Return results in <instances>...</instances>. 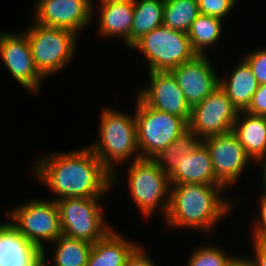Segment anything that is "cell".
I'll return each instance as SVG.
<instances>
[{
	"label": "cell",
	"mask_w": 266,
	"mask_h": 266,
	"mask_svg": "<svg viewBox=\"0 0 266 266\" xmlns=\"http://www.w3.org/2000/svg\"><path fill=\"white\" fill-rule=\"evenodd\" d=\"M146 74L149 75V82L146 83L147 86L138 88L137 96L149 107L189 122L191 107L173 74L166 71H149Z\"/></svg>",
	"instance_id": "cell-14"
},
{
	"label": "cell",
	"mask_w": 266,
	"mask_h": 266,
	"mask_svg": "<svg viewBox=\"0 0 266 266\" xmlns=\"http://www.w3.org/2000/svg\"><path fill=\"white\" fill-rule=\"evenodd\" d=\"M127 169L125 174H122V170H116L112 174V188L114 185L123 184L122 180L125 179L128 196L134 205L137 207L138 212L141 214V218L144 221H150V218L156 213L163 216V221L167 216V211L170 202V179L160 169L157 162L153 158H139L131 163L125 164ZM123 177V178H122ZM119 183V184H118Z\"/></svg>",
	"instance_id": "cell-4"
},
{
	"label": "cell",
	"mask_w": 266,
	"mask_h": 266,
	"mask_svg": "<svg viewBox=\"0 0 266 266\" xmlns=\"http://www.w3.org/2000/svg\"><path fill=\"white\" fill-rule=\"evenodd\" d=\"M202 245V246H201ZM193 247L188 254L187 266H230L239 256L227 253L219 244H201ZM221 246V247H220ZM195 248V249H194Z\"/></svg>",
	"instance_id": "cell-27"
},
{
	"label": "cell",
	"mask_w": 266,
	"mask_h": 266,
	"mask_svg": "<svg viewBox=\"0 0 266 266\" xmlns=\"http://www.w3.org/2000/svg\"><path fill=\"white\" fill-rule=\"evenodd\" d=\"M137 145L141 158H154L188 128L178 116L155 110L135 97Z\"/></svg>",
	"instance_id": "cell-9"
},
{
	"label": "cell",
	"mask_w": 266,
	"mask_h": 266,
	"mask_svg": "<svg viewBox=\"0 0 266 266\" xmlns=\"http://www.w3.org/2000/svg\"><path fill=\"white\" fill-rule=\"evenodd\" d=\"M243 59L249 64L259 85L266 83V47L245 52Z\"/></svg>",
	"instance_id": "cell-29"
},
{
	"label": "cell",
	"mask_w": 266,
	"mask_h": 266,
	"mask_svg": "<svg viewBox=\"0 0 266 266\" xmlns=\"http://www.w3.org/2000/svg\"><path fill=\"white\" fill-rule=\"evenodd\" d=\"M212 160L217 180L226 188L237 187L239 179L247 173L248 165H256L246 154L236 135L231 131L202 140ZM246 170V171H244Z\"/></svg>",
	"instance_id": "cell-12"
},
{
	"label": "cell",
	"mask_w": 266,
	"mask_h": 266,
	"mask_svg": "<svg viewBox=\"0 0 266 266\" xmlns=\"http://www.w3.org/2000/svg\"><path fill=\"white\" fill-rule=\"evenodd\" d=\"M164 0H133L131 47L145 34L163 25Z\"/></svg>",
	"instance_id": "cell-24"
},
{
	"label": "cell",
	"mask_w": 266,
	"mask_h": 266,
	"mask_svg": "<svg viewBox=\"0 0 266 266\" xmlns=\"http://www.w3.org/2000/svg\"><path fill=\"white\" fill-rule=\"evenodd\" d=\"M201 142L202 140L188 127L153 159L160 169L169 176L176 169L181 157L193 153Z\"/></svg>",
	"instance_id": "cell-25"
},
{
	"label": "cell",
	"mask_w": 266,
	"mask_h": 266,
	"mask_svg": "<svg viewBox=\"0 0 266 266\" xmlns=\"http://www.w3.org/2000/svg\"><path fill=\"white\" fill-rule=\"evenodd\" d=\"M255 167L260 168L259 172L261 173L259 176H262V178L260 177V179H262L263 184H261V191L259 194L262 197H266V161H262L259 162L255 165Z\"/></svg>",
	"instance_id": "cell-34"
},
{
	"label": "cell",
	"mask_w": 266,
	"mask_h": 266,
	"mask_svg": "<svg viewBox=\"0 0 266 266\" xmlns=\"http://www.w3.org/2000/svg\"><path fill=\"white\" fill-rule=\"evenodd\" d=\"M114 227L104 238L92 245L86 266H124L127 258L139 246Z\"/></svg>",
	"instance_id": "cell-21"
},
{
	"label": "cell",
	"mask_w": 266,
	"mask_h": 266,
	"mask_svg": "<svg viewBox=\"0 0 266 266\" xmlns=\"http://www.w3.org/2000/svg\"><path fill=\"white\" fill-rule=\"evenodd\" d=\"M223 22L224 20L216 17L200 14L191 24L187 35L191 48L197 55H208L210 50L213 53L220 38L223 39Z\"/></svg>",
	"instance_id": "cell-23"
},
{
	"label": "cell",
	"mask_w": 266,
	"mask_h": 266,
	"mask_svg": "<svg viewBox=\"0 0 266 266\" xmlns=\"http://www.w3.org/2000/svg\"><path fill=\"white\" fill-rule=\"evenodd\" d=\"M33 160L30 172L51 192V200L105 198L112 188V174L86 144L75 150L46 152Z\"/></svg>",
	"instance_id": "cell-1"
},
{
	"label": "cell",
	"mask_w": 266,
	"mask_h": 266,
	"mask_svg": "<svg viewBox=\"0 0 266 266\" xmlns=\"http://www.w3.org/2000/svg\"><path fill=\"white\" fill-rule=\"evenodd\" d=\"M232 132L255 164L266 161L265 116L239 111Z\"/></svg>",
	"instance_id": "cell-20"
},
{
	"label": "cell",
	"mask_w": 266,
	"mask_h": 266,
	"mask_svg": "<svg viewBox=\"0 0 266 266\" xmlns=\"http://www.w3.org/2000/svg\"><path fill=\"white\" fill-rule=\"evenodd\" d=\"M246 112L252 115L266 116V83L258 86Z\"/></svg>",
	"instance_id": "cell-31"
},
{
	"label": "cell",
	"mask_w": 266,
	"mask_h": 266,
	"mask_svg": "<svg viewBox=\"0 0 266 266\" xmlns=\"http://www.w3.org/2000/svg\"><path fill=\"white\" fill-rule=\"evenodd\" d=\"M163 26L187 33L200 15L198 0H164Z\"/></svg>",
	"instance_id": "cell-26"
},
{
	"label": "cell",
	"mask_w": 266,
	"mask_h": 266,
	"mask_svg": "<svg viewBox=\"0 0 266 266\" xmlns=\"http://www.w3.org/2000/svg\"><path fill=\"white\" fill-rule=\"evenodd\" d=\"M226 74L220 73V86L225 90L232 105L239 111H246L251 104L258 82L249 64L242 58ZM232 72V73H231Z\"/></svg>",
	"instance_id": "cell-19"
},
{
	"label": "cell",
	"mask_w": 266,
	"mask_h": 266,
	"mask_svg": "<svg viewBox=\"0 0 266 266\" xmlns=\"http://www.w3.org/2000/svg\"><path fill=\"white\" fill-rule=\"evenodd\" d=\"M129 51L141 53L147 63L145 72H170L197 55L191 48L187 33L163 25L145 34Z\"/></svg>",
	"instance_id": "cell-7"
},
{
	"label": "cell",
	"mask_w": 266,
	"mask_h": 266,
	"mask_svg": "<svg viewBox=\"0 0 266 266\" xmlns=\"http://www.w3.org/2000/svg\"><path fill=\"white\" fill-rule=\"evenodd\" d=\"M96 4H103V3H108V2H116V1H125V0H98Z\"/></svg>",
	"instance_id": "cell-37"
},
{
	"label": "cell",
	"mask_w": 266,
	"mask_h": 266,
	"mask_svg": "<svg viewBox=\"0 0 266 266\" xmlns=\"http://www.w3.org/2000/svg\"><path fill=\"white\" fill-rule=\"evenodd\" d=\"M33 266H48L47 262L41 258L38 262H36Z\"/></svg>",
	"instance_id": "cell-36"
},
{
	"label": "cell",
	"mask_w": 266,
	"mask_h": 266,
	"mask_svg": "<svg viewBox=\"0 0 266 266\" xmlns=\"http://www.w3.org/2000/svg\"><path fill=\"white\" fill-rule=\"evenodd\" d=\"M42 252L10 223H0V266H33Z\"/></svg>",
	"instance_id": "cell-18"
},
{
	"label": "cell",
	"mask_w": 266,
	"mask_h": 266,
	"mask_svg": "<svg viewBox=\"0 0 266 266\" xmlns=\"http://www.w3.org/2000/svg\"><path fill=\"white\" fill-rule=\"evenodd\" d=\"M230 266H252L245 256H238Z\"/></svg>",
	"instance_id": "cell-35"
},
{
	"label": "cell",
	"mask_w": 266,
	"mask_h": 266,
	"mask_svg": "<svg viewBox=\"0 0 266 266\" xmlns=\"http://www.w3.org/2000/svg\"><path fill=\"white\" fill-rule=\"evenodd\" d=\"M104 198H62L56 202L62 233L95 244L104 238L114 225L107 223ZM105 212V213H104Z\"/></svg>",
	"instance_id": "cell-8"
},
{
	"label": "cell",
	"mask_w": 266,
	"mask_h": 266,
	"mask_svg": "<svg viewBox=\"0 0 266 266\" xmlns=\"http://www.w3.org/2000/svg\"><path fill=\"white\" fill-rule=\"evenodd\" d=\"M50 245L54 247L53 252L49 251L53 257L47 258L48 247L42 251V258L48 266H86L92 250L91 243L63 234Z\"/></svg>",
	"instance_id": "cell-22"
},
{
	"label": "cell",
	"mask_w": 266,
	"mask_h": 266,
	"mask_svg": "<svg viewBox=\"0 0 266 266\" xmlns=\"http://www.w3.org/2000/svg\"><path fill=\"white\" fill-rule=\"evenodd\" d=\"M33 20L41 25L64 28L78 36L93 22L92 0H36Z\"/></svg>",
	"instance_id": "cell-13"
},
{
	"label": "cell",
	"mask_w": 266,
	"mask_h": 266,
	"mask_svg": "<svg viewBox=\"0 0 266 266\" xmlns=\"http://www.w3.org/2000/svg\"><path fill=\"white\" fill-rule=\"evenodd\" d=\"M0 59L20 87L34 96L42 92L46 78L36 68L27 36L22 30L1 33Z\"/></svg>",
	"instance_id": "cell-10"
},
{
	"label": "cell",
	"mask_w": 266,
	"mask_h": 266,
	"mask_svg": "<svg viewBox=\"0 0 266 266\" xmlns=\"http://www.w3.org/2000/svg\"><path fill=\"white\" fill-rule=\"evenodd\" d=\"M22 31L27 36L35 66L46 79L72 64L79 45L76 33L64 28L44 26L34 20Z\"/></svg>",
	"instance_id": "cell-5"
},
{
	"label": "cell",
	"mask_w": 266,
	"mask_h": 266,
	"mask_svg": "<svg viewBox=\"0 0 266 266\" xmlns=\"http://www.w3.org/2000/svg\"><path fill=\"white\" fill-rule=\"evenodd\" d=\"M93 17L97 15V32L98 37L102 40L108 41L109 39L120 38L121 43L127 48V51L131 48V29L133 26V14L134 5L133 0L108 2L93 4ZM96 8V9H94ZM98 9V10H97ZM97 10L96 13H94Z\"/></svg>",
	"instance_id": "cell-16"
},
{
	"label": "cell",
	"mask_w": 266,
	"mask_h": 266,
	"mask_svg": "<svg viewBox=\"0 0 266 266\" xmlns=\"http://www.w3.org/2000/svg\"><path fill=\"white\" fill-rule=\"evenodd\" d=\"M240 0H198L200 14L216 17L221 20L227 16L231 17L230 12L235 10Z\"/></svg>",
	"instance_id": "cell-28"
},
{
	"label": "cell",
	"mask_w": 266,
	"mask_h": 266,
	"mask_svg": "<svg viewBox=\"0 0 266 266\" xmlns=\"http://www.w3.org/2000/svg\"><path fill=\"white\" fill-rule=\"evenodd\" d=\"M32 198L9 207L4 215L21 235L42 252L46 245L63 234L59 209L54 200Z\"/></svg>",
	"instance_id": "cell-6"
},
{
	"label": "cell",
	"mask_w": 266,
	"mask_h": 266,
	"mask_svg": "<svg viewBox=\"0 0 266 266\" xmlns=\"http://www.w3.org/2000/svg\"><path fill=\"white\" fill-rule=\"evenodd\" d=\"M256 201L258 208L256 207L255 211H257L258 215L255 216L254 223L251 225L250 238L266 239V197H262L258 193Z\"/></svg>",
	"instance_id": "cell-30"
},
{
	"label": "cell",
	"mask_w": 266,
	"mask_h": 266,
	"mask_svg": "<svg viewBox=\"0 0 266 266\" xmlns=\"http://www.w3.org/2000/svg\"><path fill=\"white\" fill-rule=\"evenodd\" d=\"M168 177L170 184L222 185L215 176L209 151L202 142L193 153L181 157L176 169Z\"/></svg>",
	"instance_id": "cell-17"
},
{
	"label": "cell",
	"mask_w": 266,
	"mask_h": 266,
	"mask_svg": "<svg viewBox=\"0 0 266 266\" xmlns=\"http://www.w3.org/2000/svg\"><path fill=\"white\" fill-rule=\"evenodd\" d=\"M97 137L90 149L113 174L119 167L141 158L137 145L135 113L104 106L100 110Z\"/></svg>",
	"instance_id": "cell-3"
},
{
	"label": "cell",
	"mask_w": 266,
	"mask_h": 266,
	"mask_svg": "<svg viewBox=\"0 0 266 266\" xmlns=\"http://www.w3.org/2000/svg\"><path fill=\"white\" fill-rule=\"evenodd\" d=\"M252 244L251 251H253L252 256L245 258L251 263L252 266H266V239H251ZM254 255V256H253Z\"/></svg>",
	"instance_id": "cell-32"
},
{
	"label": "cell",
	"mask_w": 266,
	"mask_h": 266,
	"mask_svg": "<svg viewBox=\"0 0 266 266\" xmlns=\"http://www.w3.org/2000/svg\"><path fill=\"white\" fill-rule=\"evenodd\" d=\"M141 244L127 258L124 266H159Z\"/></svg>",
	"instance_id": "cell-33"
},
{
	"label": "cell",
	"mask_w": 266,
	"mask_h": 266,
	"mask_svg": "<svg viewBox=\"0 0 266 266\" xmlns=\"http://www.w3.org/2000/svg\"><path fill=\"white\" fill-rule=\"evenodd\" d=\"M212 61L209 53L196 55L170 71L190 107L200 103L220 85V74Z\"/></svg>",
	"instance_id": "cell-15"
},
{
	"label": "cell",
	"mask_w": 266,
	"mask_h": 266,
	"mask_svg": "<svg viewBox=\"0 0 266 266\" xmlns=\"http://www.w3.org/2000/svg\"><path fill=\"white\" fill-rule=\"evenodd\" d=\"M225 189L223 185L171 184L165 228L212 236L221 220L236 209V200L226 197Z\"/></svg>",
	"instance_id": "cell-2"
},
{
	"label": "cell",
	"mask_w": 266,
	"mask_h": 266,
	"mask_svg": "<svg viewBox=\"0 0 266 266\" xmlns=\"http://www.w3.org/2000/svg\"><path fill=\"white\" fill-rule=\"evenodd\" d=\"M238 110L219 85L200 103L191 107L188 127L201 139L231 132Z\"/></svg>",
	"instance_id": "cell-11"
}]
</instances>
